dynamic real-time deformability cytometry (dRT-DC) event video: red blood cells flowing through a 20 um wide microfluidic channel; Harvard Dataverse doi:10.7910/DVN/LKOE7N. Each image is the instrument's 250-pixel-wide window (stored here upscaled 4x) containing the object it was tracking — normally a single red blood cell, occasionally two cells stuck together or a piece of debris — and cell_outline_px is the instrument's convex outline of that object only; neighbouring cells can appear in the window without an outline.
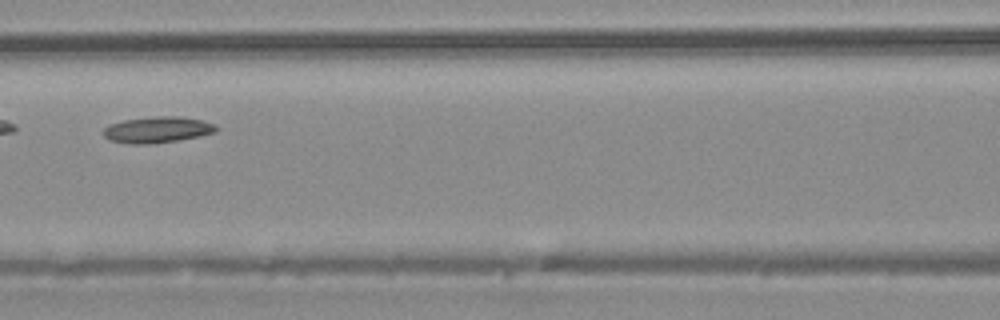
{"species": "common noctule bat (a hibernating species)", "species_latin": "Nyctalus noctula", "temperature_condition": "warm", "stored_images_in_passage": 7, "camera_frame_rate_fps": 3000, "um_per_image_px": 0.085, "animal": {"sex": "male", "body_mass_g": 20.4}, "frame": {"image": 1, "passage_image": 7, "time_ms": 2.0, "image_size_px": [1000, 320], "cell_outline_px": [[220, 128], [216, 132], [200, 136], [180, 140], [148, 144], [128, 144], [108, 140], [104, 136], [104, 128], [108, 124], [124, 120], [156, 116], [180, 116], [200, 120], [216, 124]], "centroid_in_image_um": [13.39, 11.03], "position_along_channel_um": 153.2, "area_um2": 17.4}}